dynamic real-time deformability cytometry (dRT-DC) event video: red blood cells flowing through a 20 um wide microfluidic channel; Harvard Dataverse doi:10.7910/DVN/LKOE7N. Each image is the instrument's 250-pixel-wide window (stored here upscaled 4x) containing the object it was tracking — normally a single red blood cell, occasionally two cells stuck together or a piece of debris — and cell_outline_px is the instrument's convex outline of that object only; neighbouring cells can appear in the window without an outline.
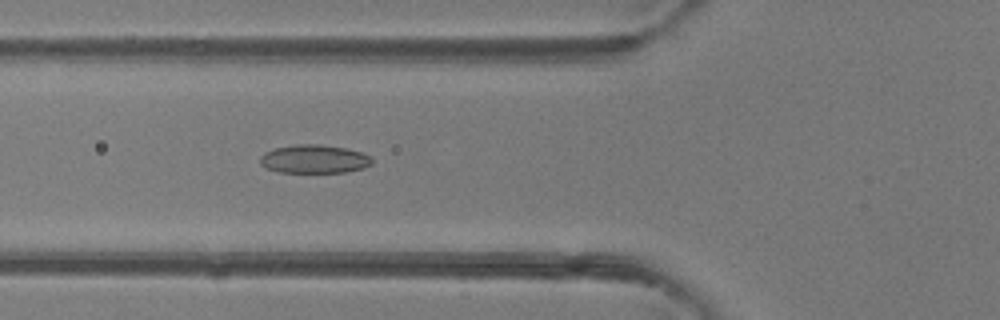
{"species": "common noctule bat (a hibernating species)", "species_latin": "Nyctalus noctula", "temperature_condition": "room temperature", "stored_images_in_passage": 36, "camera_frame_rate_fps": 3000, "um_per_image_px": 0.085, "animal": {"sex": "female"}, "frame": {"image": 1, "passage_image": 12, "time_ms": 3.667, "image_size_px": [1000, 320], "cell_outline_px": [[372, 164], [364, 168], [344, 172], [280, 172], [264, 168], [260, 164], [260, 156], [264, 152], [276, 148], [296, 144], [320, 144], [348, 148], [372, 156]], "centroid_in_image_um": [26.71, 13.51], "position_along_channel_um": 99.1, "area_um2": 18.73}}
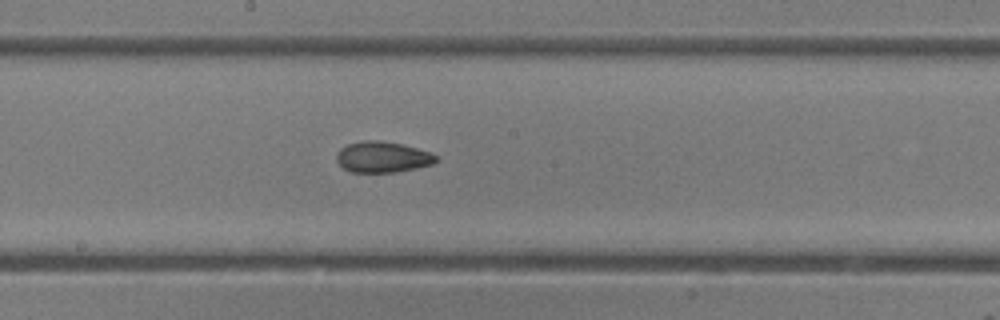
{"frame": {"image": 2, "passage_image": 20, "time_ms": 6.333, "image_size_px": [1000, 320], "cell_outline_px": [[436, 160], [432, 164], [416, 168], [396, 172], [352, 172], [344, 168], [336, 160], [336, 152], [340, 148], [348, 144], [364, 140], [380, 140], [400, 144], [432, 152], [436, 156]], "centroid_in_image_um": [32.49, 13.34], "position_along_channel_um": 215.7, "area_um2": 17.86}}
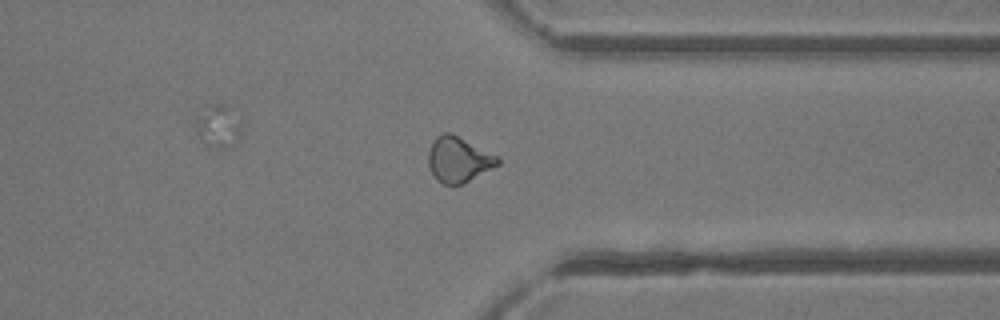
{"frame": {"image": 3, "passage_image": 31, "time_ms": 10.0, "image_size_px": [1000, 320], "cell_outline_px": [[500, 164], [464, 184], [452, 188], [444, 184], [432, 172], [428, 164], [428, 152], [436, 136], [444, 132], [448, 132], [500, 156]], "centroid_in_image_um": [39.01, 13.59], "position_along_channel_um": 372.4, "area_um2": 18.44}, "authors_computed_cell_mechanics": {"area_um2": 18.1781, "velocity_mm_per_s": 4.3458, "shape_relaxation_time_tau1_ms": null, "shape_relaxation_time_tau2_ms": 3.6433, "deformation_change_tau1": null, "deformation_change_tau2": 0.1022}}